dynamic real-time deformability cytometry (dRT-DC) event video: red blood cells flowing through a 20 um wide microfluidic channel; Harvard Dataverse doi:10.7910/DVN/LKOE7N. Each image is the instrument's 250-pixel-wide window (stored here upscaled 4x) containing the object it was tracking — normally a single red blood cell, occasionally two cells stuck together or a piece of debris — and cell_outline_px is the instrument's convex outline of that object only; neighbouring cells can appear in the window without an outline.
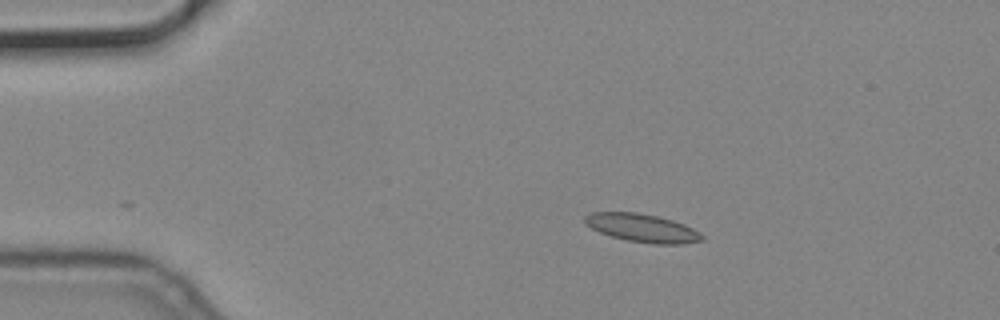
{"species": "common noctule bat (a hibernating species)", "species_latin": "Nyctalus noctula", "temperature_condition": "cold", "stored_images_in_passage": 4, "camera_frame_rate_fps": 3000, "um_per_image_px": 0.085, "animal": {"sex": "male", "body_mass_g": 19.2, "forearm_length_mm": 51.8}, "frame": {"image": 1, "passage_image": 2, "time_ms": 0.333, "image_size_px": [1000, 320], "cell_outline_px": [[704, 240], [684, 244], [652, 244], [628, 240], [612, 236], [600, 232], [584, 224], [584, 216], [592, 212], [636, 212], [656, 216], [672, 220], [684, 224], [700, 232], [704, 236]], "centroid_in_image_um": [54.6, 19.38], "position_along_channel_um": 30.4, "area_um2": 19.25}}